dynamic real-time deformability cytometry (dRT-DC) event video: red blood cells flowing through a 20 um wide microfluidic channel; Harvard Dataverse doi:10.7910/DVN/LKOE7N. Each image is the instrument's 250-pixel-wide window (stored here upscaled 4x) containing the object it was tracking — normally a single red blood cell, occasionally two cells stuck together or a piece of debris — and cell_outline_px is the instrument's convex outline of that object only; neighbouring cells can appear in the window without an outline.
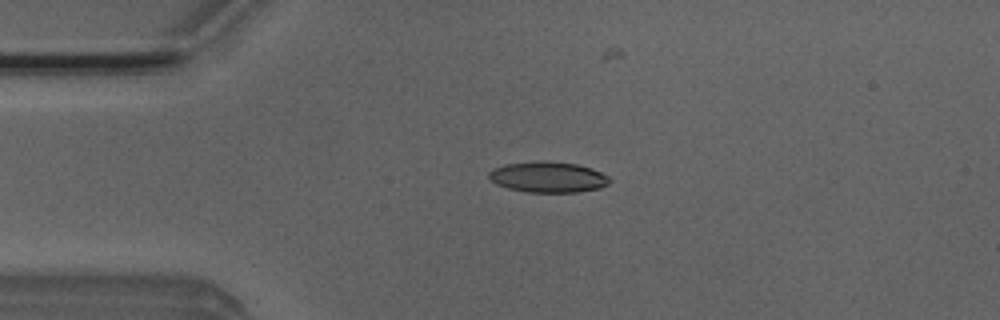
{"species": "Egyptian fruit bat (a non-hibernating species)", "species_latin": "Rousettus aegyptiacus", "temperature_condition": "room temperature", "stored_images_in_passage": 8, "camera_frame_rate_fps": 3000, "um_per_image_px": 0.085, "animal": {"sex": "male"}, "frame": {"image": 1, "passage_image": 4, "time_ms": 1.0, "image_size_px": [1000, 320], "cell_outline_px": [[612, 180], [608, 184], [600, 188], [576, 192], [528, 192], [508, 188], [496, 184], [488, 180], [488, 172], [492, 168], [504, 164], [576, 164], [592, 168], [608, 176]], "centroid_in_image_um": [46.58, 15.1], "position_along_channel_um": 38.4, "area_um2": 20.81}}